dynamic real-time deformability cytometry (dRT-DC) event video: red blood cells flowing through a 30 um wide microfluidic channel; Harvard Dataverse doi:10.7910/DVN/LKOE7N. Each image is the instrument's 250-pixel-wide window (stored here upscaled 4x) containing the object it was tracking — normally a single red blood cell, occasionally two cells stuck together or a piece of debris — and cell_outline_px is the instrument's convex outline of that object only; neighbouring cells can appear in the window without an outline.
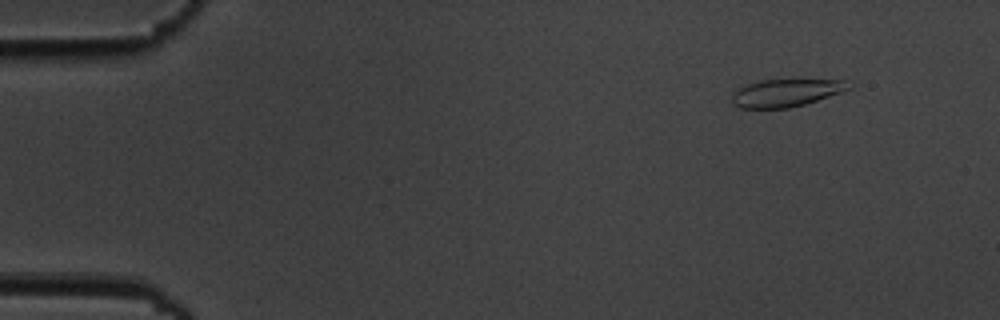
{"species": "common noctule bat (a hibernating species)", "species_latin": "Nyctalus noctula", "temperature_condition": "cold", "stored_images_in_passage": 5, "segment_of_instrument_passage": [2, 2], "camera_frame_rate_fps": 3000, "um_per_image_px": 0.085, "animal": {"sex": "male", "body_mass_g": 19.5, "forearm_length_mm": 54.6}, "frame": {"image": 1, "passage_image": 5, "time_ms": 5.333, "image_size_px": [1000, 320], "cell_outline_px": [[852, 88], [844, 92], [804, 104], [788, 108], [740, 108], [732, 104], [732, 96], [736, 88], [760, 80], [844, 80]], "centroid_in_image_um": [66.79, 7.9], "position_along_channel_um": 18.2, "area_um2": 18.73}}